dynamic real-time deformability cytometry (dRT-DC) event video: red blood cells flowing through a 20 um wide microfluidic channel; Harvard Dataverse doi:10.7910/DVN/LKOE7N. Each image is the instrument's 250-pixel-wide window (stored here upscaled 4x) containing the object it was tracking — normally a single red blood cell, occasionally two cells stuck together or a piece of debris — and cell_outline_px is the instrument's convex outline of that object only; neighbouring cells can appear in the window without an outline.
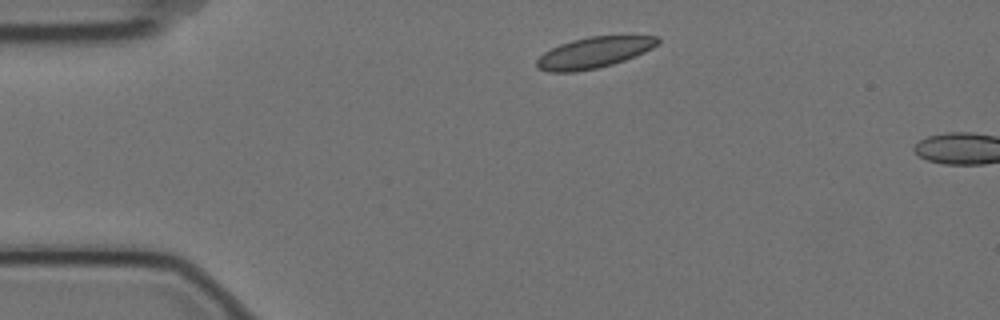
{"species": "Egyptian fruit bat (a non-hibernating species)", "species_latin": "Rousettus aegyptiacus", "temperature_condition": "cold", "stored_images_in_passage": 2, "camera_frame_rate_fps": 3000, "um_per_image_px": 0.085, "animal": {"sex": "female"}, "frame": {"image": 1, "passage_image": 1, "time_ms": 0.0, "image_size_px": [1000, 320], "cell_outline_px": [[660, 40], [652, 48], [644, 52], [624, 60], [612, 64], [596, 68], [576, 72], [548, 72], [536, 68], [536, 60], [544, 52], [560, 44], [572, 40], [592, 36], [660, 36]], "centroid_in_image_um": [50.45, 4.48], "position_along_channel_um": 34.6, "area_um2": 21.68}}